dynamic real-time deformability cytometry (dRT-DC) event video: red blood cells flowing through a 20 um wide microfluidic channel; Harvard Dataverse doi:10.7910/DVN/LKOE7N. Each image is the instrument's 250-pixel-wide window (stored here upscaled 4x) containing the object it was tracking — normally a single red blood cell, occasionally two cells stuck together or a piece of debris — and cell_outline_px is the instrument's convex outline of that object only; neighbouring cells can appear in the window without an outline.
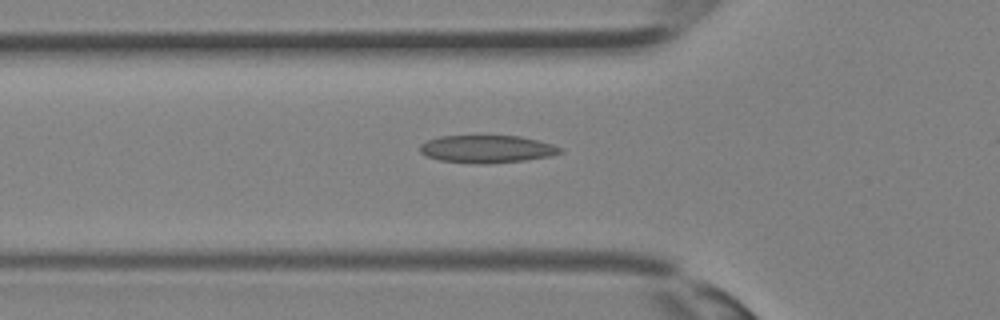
{"species": "Egyptian fruit bat (a non-hibernating species)", "species_latin": "Rousettus aegyptiacus", "temperature_condition": "room temperature", "stored_images_in_passage": 23, "camera_frame_rate_fps": 3000, "um_per_image_px": 0.085, "animal": {"sex": "female"}, "frame": {"image": 1, "passage_image": 4, "time_ms": 1.0, "image_size_px": [1000, 320], "cell_outline_px": [[564, 152], [548, 156], [524, 160], [488, 164], [480, 164], [440, 160], [428, 156], [420, 152], [420, 144], [428, 140], [440, 136], [476, 132], [520, 136], [540, 140], [564, 148]], "centroid_in_image_um": [41.39, 12.6], "position_along_channel_um": 84.4, "area_um2": 23.7}}
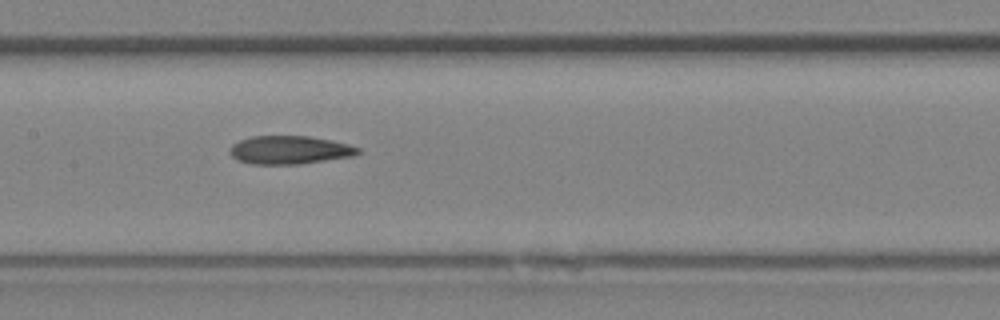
{"frame": {"image": 2, "passage_image": 9, "time_ms": 2.667, "image_size_px": [1000, 320], "cell_outline_px": [[360, 152], [352, 156], [300, 164], [252, 164], [240, 160], [232, 156], [232, 144], [240, 140], [252, 136], [308, 136], [332, 140], [348, 144], [360, 148]], "centroid_in_image_um": [24.65, 12.74], "position_along_channel_um": 182.7, "area_um2": 20.87}}
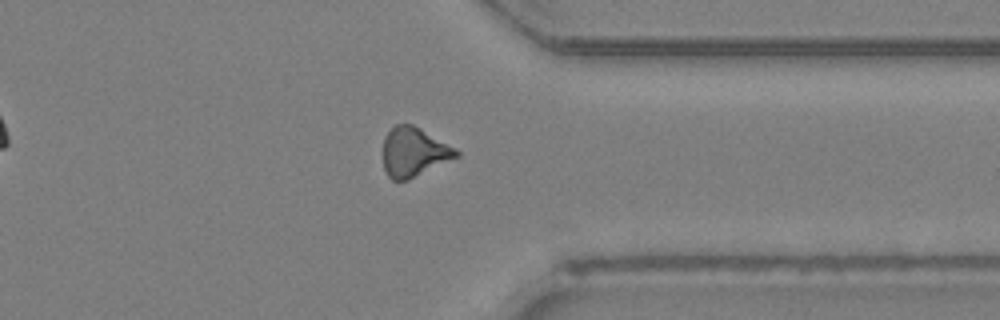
{"frame": {"image": 3, "passage_image": 19, "time_ms": 6.0, "image_size_px": [1000, 320], "cell_outline_px": [[460, 156], [408, 180], [392, 180], [388, 176], [384, 168], [384, 136], [396, 124], [412, 124], [420, 128], [456, 148], [460, 152]], "centroid_in_image_um": [35.2, 12.93], "position_along_channel_um": 376.2, "area_um2": 20.92}}